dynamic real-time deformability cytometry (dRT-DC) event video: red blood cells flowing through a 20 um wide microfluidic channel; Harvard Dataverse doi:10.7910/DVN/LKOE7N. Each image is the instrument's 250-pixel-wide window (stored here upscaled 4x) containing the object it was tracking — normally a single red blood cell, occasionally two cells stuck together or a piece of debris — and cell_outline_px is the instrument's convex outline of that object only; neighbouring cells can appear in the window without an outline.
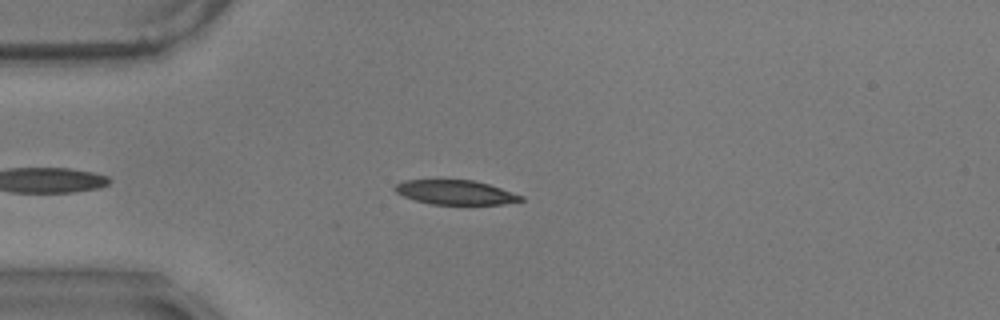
{"species": "common noctule bat (a hibernating species)", "species_latin": "Nyctalus noctula", "temperature_condition": "warm", "stored_images_in_passage": 43, "camera_frame_rate_fps": 3000, "um_per_image_px": 0.085, "animal": {"sex": "male", "body_mass_g": 17.9}, "frame": {"image": 1, "passage_image": 4, "time_ms": 1.0, "image_size_px": [1000, 320], "cell_outline_px": [[524, 200], [504, 204], [432, 204], [416, 200], [404, 196], [396, 192], [392, 188], [396, 184], [404, 180], [472, 180], [488, 184], [524, 196]], "centroid_in_image_um": [38.71, 16.35], "position_along_channel_um": 46.3, "area_um2": 17.74}}
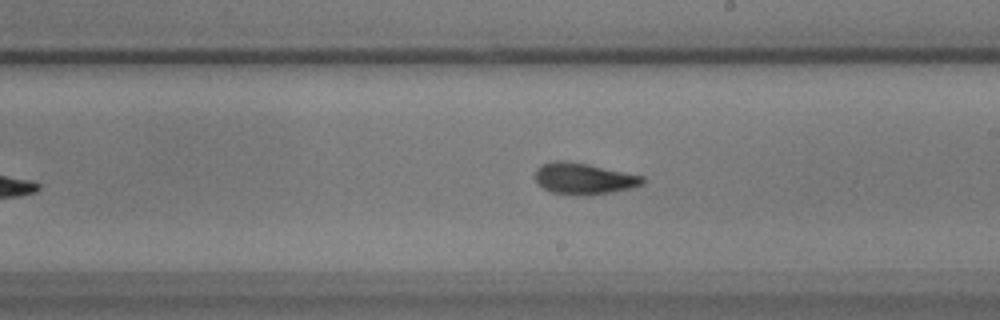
{"frame": {"image": 2, "passage_image": 22, "time_ms": 7.0, "image_size_px": [1000, 320], "cell_outline_px": [[644, 184], [612, 192], [584, 196], [552, 192], [544, 188], [536, 180], [536, 168], [540, 164], [552, 160], [564, 160], [588, 164], [644, 176]], "centroid_in_image_um": [49.61, 15.17], "position_along_channel_um": 239.4, "area_um2": 19.59}}
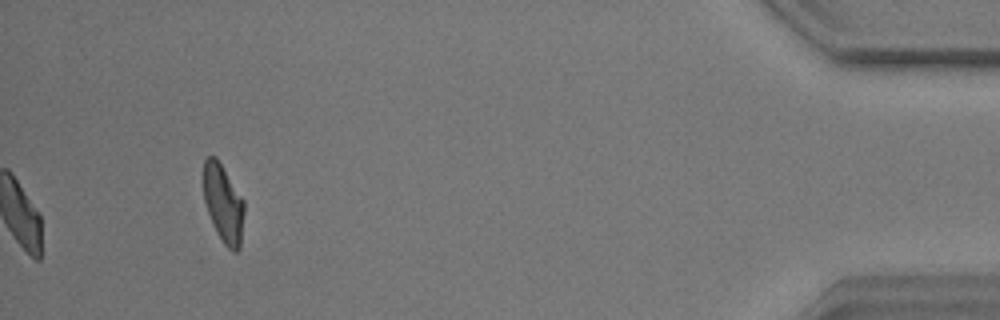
{"frame": {"image": 3, "passage_image": 43, "time_ms": 14.0, "image_size_px": [1000, 320], "cell_outline_px": [[244, 212], [240, 248], [236, 252], [232, 252], [224, 244], [216, 232], [212, 224], [204, 200], [204, 160], [208, 156], [216, 156], [244, 200]], "centroid_in_image_um": [18.99, 17.32], "position_along_channel_um": 416.2, "area_um2": 18.5}, "authors_computed_cell_mechanics": {"area_um2": 19.0162, "velocity_mm_per_s": 3.495, "shape_relaxation_time_tau1_ms": 4.5385, "shape_relaxation_time_tau2_ms": 2.1885, "deformation_change_tau1": 0.1768, "deformation_change_tau2": 0.0964}}